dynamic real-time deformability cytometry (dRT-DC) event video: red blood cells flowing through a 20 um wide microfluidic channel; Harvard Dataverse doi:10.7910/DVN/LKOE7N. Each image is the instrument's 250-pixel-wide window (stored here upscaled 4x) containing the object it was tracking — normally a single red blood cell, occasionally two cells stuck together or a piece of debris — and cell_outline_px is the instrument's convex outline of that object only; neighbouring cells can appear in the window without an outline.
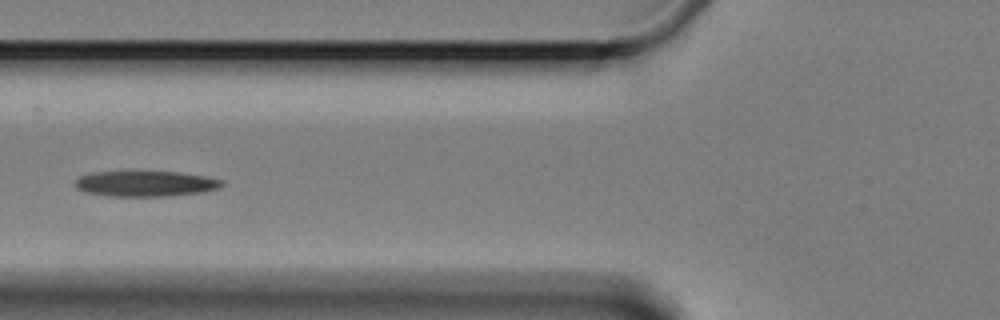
{"species": "Egyptian fruit bat (a non-hibernating species)", "species_latin": "Rousettus aegyptiacus", "temperature_condition": "cold", "stored_images_in_passage": 6, "camera_frame_rate_fps": 3000, "um_per_image_px": 0.085, "animal": {"sex": "female"}, "frame": {"image": 1, "passage_image": 6, "time_ms": 6.0, "image_size_px": [1000, 320], "cell_outline_px": [[224, 184], [220, 188], [204, 192], [172, 196], [108, 196], [84, 192], [76, 188], [76, 180], [80, 176], [92, 172], [180, 172], [204, 176], [220, 180]], "centroid_in_image_um": [12.37, 15.62], "position_along_channel_um": 113.4, "area_um2": 21.85}}